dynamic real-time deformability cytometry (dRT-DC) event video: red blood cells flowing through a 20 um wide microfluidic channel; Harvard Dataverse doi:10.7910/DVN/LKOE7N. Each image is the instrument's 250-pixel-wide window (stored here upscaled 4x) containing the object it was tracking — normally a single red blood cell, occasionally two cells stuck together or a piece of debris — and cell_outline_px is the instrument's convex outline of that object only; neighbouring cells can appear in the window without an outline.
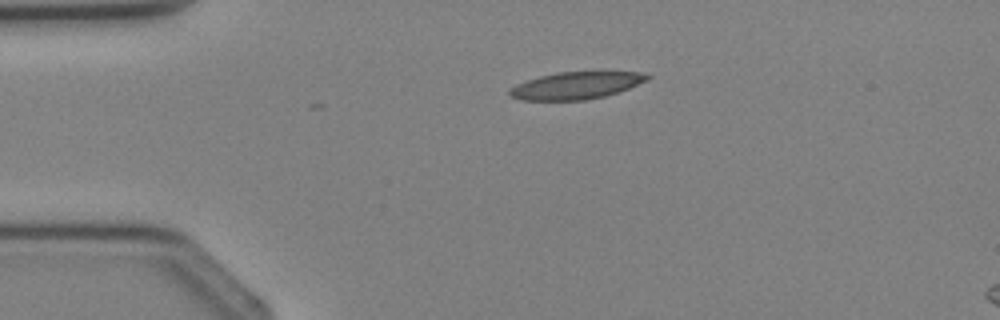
{"species": "Egyptian fruit bat (a non-hibernating species)", "species_latin": "Rousettus aegyptiacus", "temperature_condition": "cold", "stored_images_in_passage": 4, "camera_frame_rate_fps": 3000, "um_per_image_px": 0.085, "animal": {"sex": "female"}, "frame": {"image": 1, "passage_image": 2, "time_ms": 2.0, "image_size_px": [1000, 320], "cell_outline_px": [[652, 76], [648, 80], [620, 92], [604, 96], [584, 100], [520, 100], [512, 96], [508, 92], [508, 88], [516, 84], [540, 76], [556, 72], [648, 72]], "centroid_in_image_um": [49.0, 7.26], "position_along_channel_um": 36.0, "area_um2": 21.91}}